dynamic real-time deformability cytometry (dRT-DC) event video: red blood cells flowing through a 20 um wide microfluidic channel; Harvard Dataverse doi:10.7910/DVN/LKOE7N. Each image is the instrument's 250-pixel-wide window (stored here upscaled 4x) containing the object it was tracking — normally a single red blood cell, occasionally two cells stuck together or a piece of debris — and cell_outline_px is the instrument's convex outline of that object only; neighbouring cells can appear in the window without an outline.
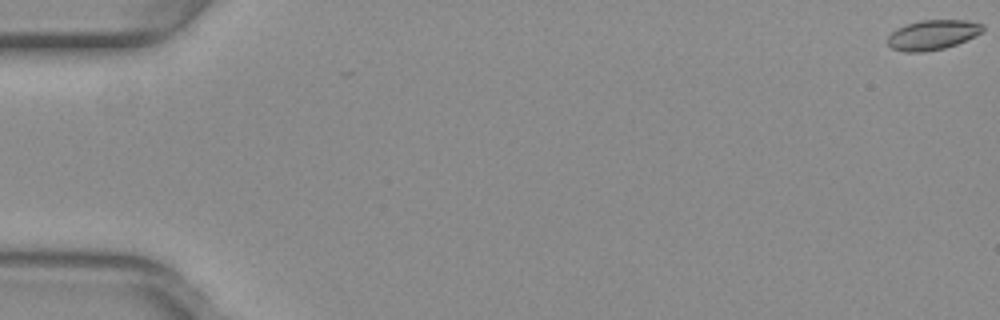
{"species": "common noctule bat (a hibernating species)", "species_latin": "Nyctalus noctula", "temperature_condition": "warm", "stored_images_in_passage": 13, "camera_frame_rate_fps": 3000, "um_per_image_px": 0.085, "animal": {"sex": "female", "body_mass_g": 29.2, "forearm_length_mm": 56.3}, "frame": {"image": 1, "passage_image": 1, "time_ms": 0.0, "image_size_px": [1000, 320], "cell_outline_px": [[984, 28], [980, 32], [956, 44], [944, 48], [924, 52], [904, 52], [892, 48], [888, 44], [888, 36], [896, 28], [920, 20], [968, 20], [984, 24]], "centroid_in_image_um": [79.24, 2.95], "position_along_channel_um": 5.8, "area_um2": 16.36}}